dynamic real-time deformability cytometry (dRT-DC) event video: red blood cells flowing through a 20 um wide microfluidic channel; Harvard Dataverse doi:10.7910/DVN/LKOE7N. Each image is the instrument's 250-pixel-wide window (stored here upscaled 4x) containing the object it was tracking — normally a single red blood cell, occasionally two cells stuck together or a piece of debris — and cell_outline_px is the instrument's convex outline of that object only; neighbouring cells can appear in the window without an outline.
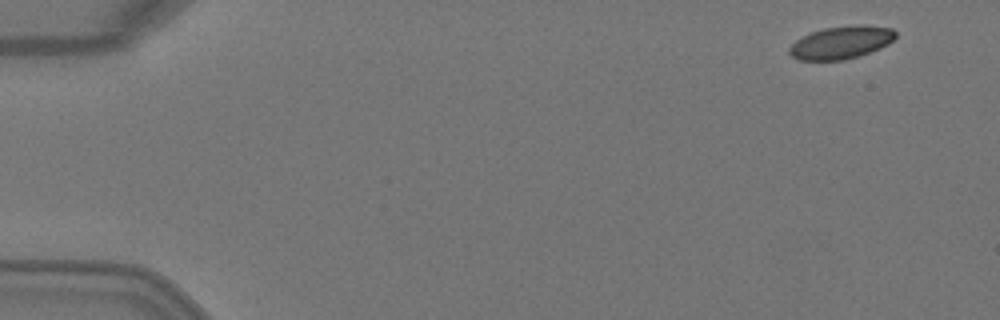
{"species": "Egyptian fruit bat (a non-hibernating species)", "species_latin": "Rousettus aegyptiacus", "temperature_condition": "warm", "stored_images_in_passage": 4, "camera_frame_rate_fps": 3000, "um_per_image_px": 0.085, "animal": {"sex": "female"}, "frame": {"image": 1, "passage_image": 1, "time_ms": 0.0, "image_size_px": [1000, 320], "cell_outline_px": [[896, 36], [888, 44], [880, 48], [844, 60], [796, 60], [788, 52], [788, 48], [796, 40], [812, 32], [824, 28], [856, 24], [864, 24], [892, 28], [896, 32]], "centroid_in_image_um": [71.49, 3.6], "position_along_channel_um": 13.5, "area_um2": 20.23}}
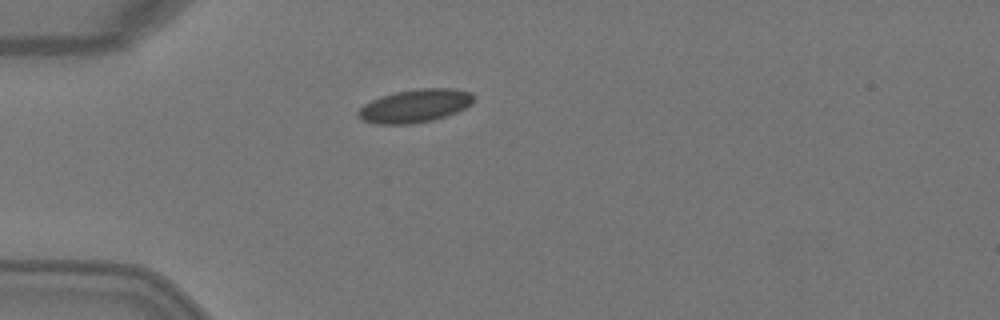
{"frame": {"image": 2, "passage_image": 4, "time_ms": 1.0, "image_size_px": [1000, 320], "cell_outline_px": [[472, 104], [448, 116], [432, 120], [412, 124], [376, 124], [364, 120], [356, 116], [356, 112], [364, 104], [380, 96], [396, 92], [420, 88], [456, 88], [472, 92]], "centroid_in_image_um": [35.27, 9.0], "position_along_channel_um": 49.7, "area_um2": 22.43}}